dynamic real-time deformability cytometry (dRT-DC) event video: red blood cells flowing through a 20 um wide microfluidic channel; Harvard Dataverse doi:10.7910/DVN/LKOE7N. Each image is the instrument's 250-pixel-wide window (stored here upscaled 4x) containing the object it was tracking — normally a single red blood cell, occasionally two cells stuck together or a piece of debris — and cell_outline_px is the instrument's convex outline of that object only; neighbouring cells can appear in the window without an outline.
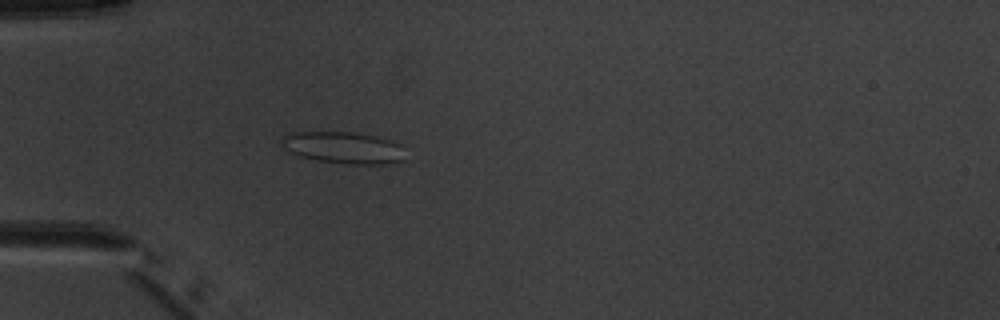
{"species": "common noctule bat (a hibernating species)", "species_latin": "Nyctalus noctula", "temperature_condition": "warm", "stored_images_in_passage": 4, "camera_frame_rate_fps": 3000, "um_per_image_px": 0.085, "animal": {"sex": "male", "body_mass_g": 20.1, "forearm_length_mm": 53.5}, "frame": {"image": 1, "passage_image": 4, "time_ms": 3.667, "image_size_px": [1000, 320], "cell_outline_px": [[404, 160], [384, 164], [344, 164], [316, 160], [300, 156], [284, 148], [280, 140], [284, 136], [292, 132], [352, 132], [376, 136], [392, 140], [400, 144]], "centroid_in_image_um": [29.19, 12.55], "position_along_channel_um": 55.8, "area_um2": 22.83}}